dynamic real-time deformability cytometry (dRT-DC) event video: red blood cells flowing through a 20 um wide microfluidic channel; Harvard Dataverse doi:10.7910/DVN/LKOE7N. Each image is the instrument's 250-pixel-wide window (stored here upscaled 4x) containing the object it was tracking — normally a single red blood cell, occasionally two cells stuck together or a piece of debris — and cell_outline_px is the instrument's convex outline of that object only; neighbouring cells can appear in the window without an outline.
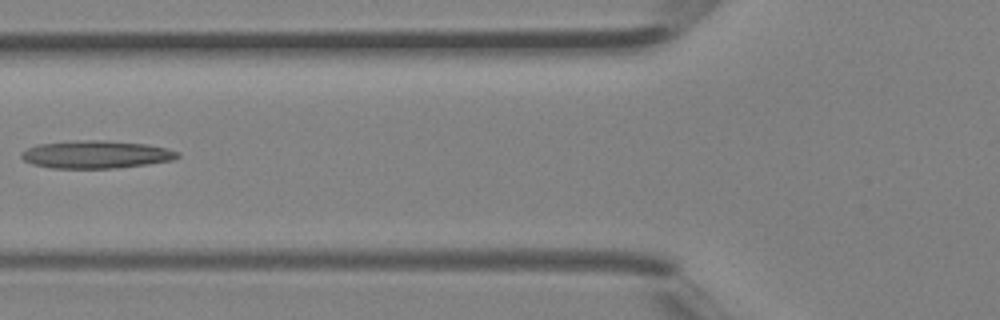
{"species": "Egyptian fruit bat (a non-hibernating species)", "species_latin": "Rousettus aegyptiacus", "temperature_condition": "room temperature", "stored_images_in_passage": 4, "camera_frame_rate_fps": 3000, "um_per_image_px": 0.085, "animal": {"sex": "female"}, "frame": {"image": 1, "passage_image": 4, "time_ms": 1.0, "image_size_px": [1000, 320], "cell_outline_px": [[180, 156], [172, 160], [148, 164], [116, 168], [52, 168], [32, 164], [24, 160], [20, 156], [20, 152], [36, 144], [76, 140], [104, 140], [148, 144], [168, 148], [180, 152]], "centroid_in_image_um": [8.17, 13.12], "position_along_channel_um": 117.6, "area_um2": 25.49}}